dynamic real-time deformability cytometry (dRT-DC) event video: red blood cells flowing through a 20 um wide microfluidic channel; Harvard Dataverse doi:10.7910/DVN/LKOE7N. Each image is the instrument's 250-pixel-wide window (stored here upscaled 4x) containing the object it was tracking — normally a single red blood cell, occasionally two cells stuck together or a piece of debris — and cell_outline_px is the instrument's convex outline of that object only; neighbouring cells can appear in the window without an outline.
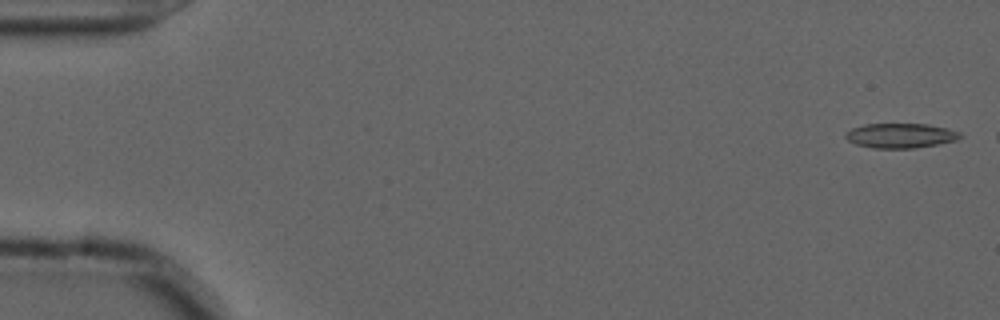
{"species": "common noctule bat (a hibernating species)", "species_latin": "Nyctalus noctula", "temperature_condition": "cold", "stored_images_in_passage": 49, "camera_frame_rate_fps": 3000, "um_per_image_px": 0.085, "animal": {"sex": "male", "forearm_length_mm": 52.5}, "frame": {"image": 1, "passage_image": 1, "time_ms": 0.0, "image_size_px": [1000, 320], "cell_outline_px": [[964, 136], [956, 140], [916, 148], [872, 148], [856, 144], [848, 140], [844, 136], [844, 132], [852, 128], [864, 124], [928, 124], [948, 128], [960, 132]], "centroid_in_image_um": [76.54, 11.52], "position_along_channel_um": 8.5, "area_um2": 16.59}}
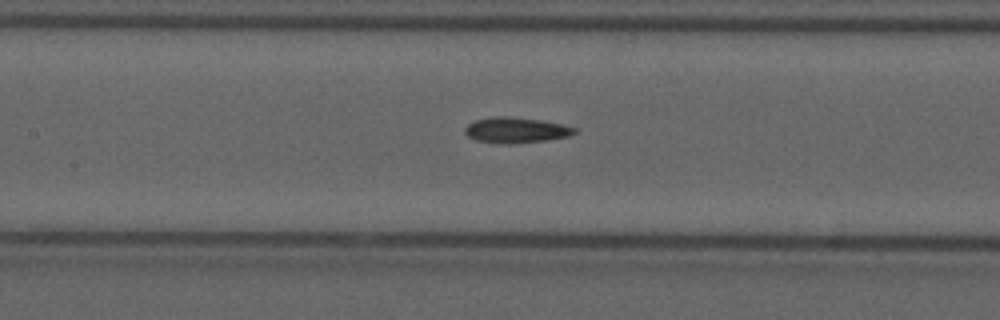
{"frame": {"image": 2, "passage_image": 25, "time_ms": 8.0, "image_size_px": [1000, 320], "cell_outline_px": [[576, 132], [568, 136], [548, 140], [508, 144], [504, 144], [476, 140], [468, 136], [464, 132], [464, 128], [468, 124], [476, 120], [492, 116], [508, 116], [540, 120], [560, 124], [576, 128]], "centroid_in_image_um": [43.82, 11.06], "position_along_channel_um": 163.6, "area_um2": 16.24}}
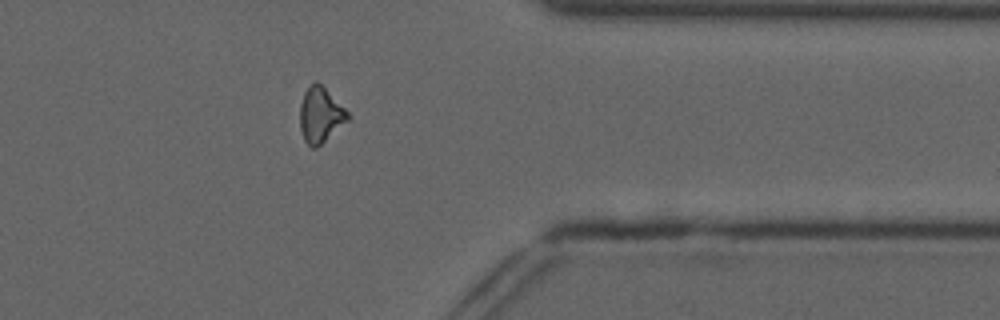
{"frame": {"image": 3, "passage_image": 44, "time_ms": 14.333, "image_size_px": [1000, 320], "cell_outline_px": [[352, 116], [348, 120], [316, 148], [312, 148], [304, 140], [300, 128], [300, 104], [304, 92], [308, 84], [312, 80], [316, 80]], "centroid_in_image_um": [27.21, 9.75], "position_along_channel_um": 384.2, "area_um2": 15.32}, "authors_computed_cell_mechanics": {"area_um2": 16.1262, "velocity_mm_per_s": 3.6931, "shape_relaxation_time_tau1_ms": null, "shape_relaxation_time_tau2_ms": 5.5946, "deformation_change_tau1": null, "deformation_change_tau2": 0.1556}}